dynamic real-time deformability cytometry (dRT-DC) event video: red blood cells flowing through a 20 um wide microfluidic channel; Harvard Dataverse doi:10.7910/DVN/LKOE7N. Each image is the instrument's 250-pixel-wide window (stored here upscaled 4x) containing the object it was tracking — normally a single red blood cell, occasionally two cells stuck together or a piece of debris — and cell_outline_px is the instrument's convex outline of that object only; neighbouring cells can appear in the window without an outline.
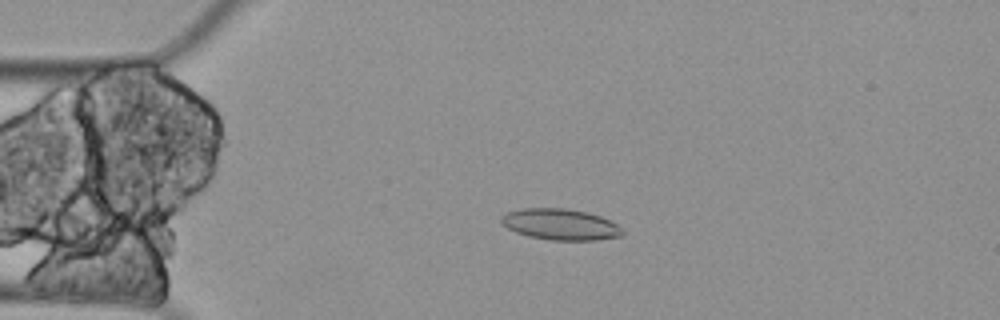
{"species": "Egyptian fruit bat (a non-hibernating species)", "species_latin": "Rousettus aegyptiacus", "temperature_condition": "cold", "stored_images_in_passage": 6, "camera_frame_rate_fps": 3000, "um_per_image_px": 0.085, "animal": {"sex": "female"}, "frame": {"image": 1, "passage_image": 4, "time_ms": 1.0, "image_size_px": [1000, 320], "cell_outline_px": [[624, 236], [596, 240], [548, 240], [528, 236], [516, 232], [508, 228], [500, 220], [500, 216], [504, 212], [524, 208], [564, 208], [584, 212], [600, 216], [616, 224], [624, 232]], "centroid_in_image_um": [47.61, 19.08], "position_along_channel_um": 37.4, "area_um2": 21.96}}
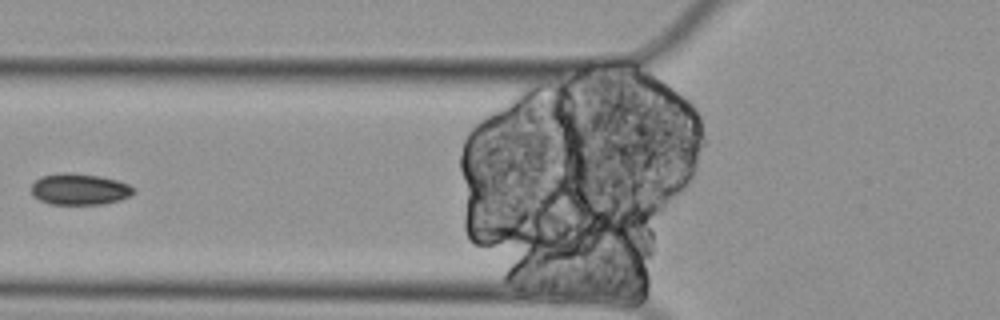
{"frame": {"image": 2, "passage_image": 6, "time_ms": 1.667, "image_size_px": [1000, 320], "cell_outline_px": [[136, 192], [120, 200], [104, 204], [48, 204], [32, 196], [32, 184], [40, 176], [60, 172], [72, 172], [100, 176], [116, 180], [128, 184]], "centroid_in_image_um": [6.72, 16.07], "position_along_channel_um": 119.1, "area_um2": 18.79}}